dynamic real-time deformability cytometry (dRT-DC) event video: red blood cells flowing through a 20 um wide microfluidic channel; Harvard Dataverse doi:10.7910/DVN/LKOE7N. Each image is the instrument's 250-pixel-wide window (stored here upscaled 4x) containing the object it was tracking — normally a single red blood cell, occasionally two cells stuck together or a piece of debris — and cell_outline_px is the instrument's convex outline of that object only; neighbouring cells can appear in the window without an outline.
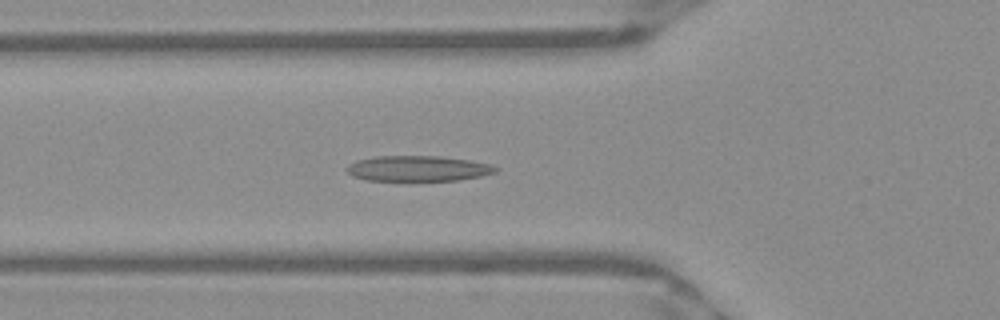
{"species": "Egyptian fruit bat (a non-hibernating species)", "species_latin": "Rousettus aegyptiacus", "temperature_condition": "warm", "stored_images_in_passage": 35, "camera_frame_rate_fps": 3000, "um_per_image_px": 0.085, "frame": {"image": 1, "passage_image": 2, "time_ms": 0.333, "image_size_px": [1000, 320], "cell_outline_px": [[500, 168], [496, 172], [480, 176], [460, 180], [368, 180], [352, 176], [348, 172], [348, 164], [356, 160], [376, 156], [440, 156], [472, 160], [492, 164]], "centroid_in_image_um": [35.58, 14.31], "position_along_channel_um": 90.2, "area_um2": 22.14}}
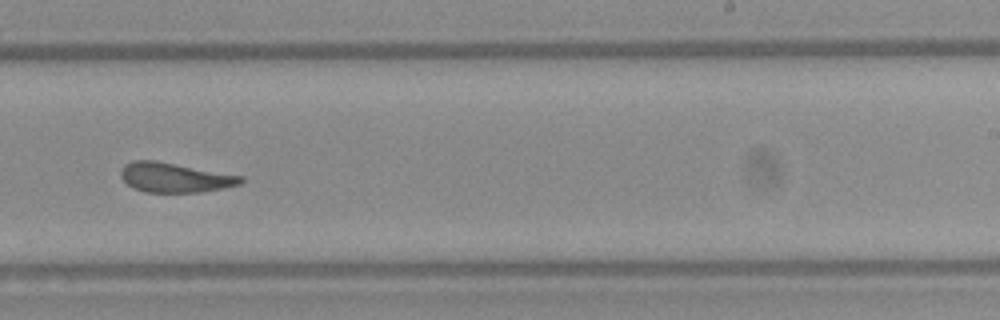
{"frame": {"image": 2, "passage_image": 16, "time_ms": 5.0, "image_size_px": [1000, 320], "cell_outline_px": [[244, 180], [240, 184], [224, 188], [200, 192], [144, 192], [132, 188], [120, 176], [120, 168], [124, 164], [132, 160], [156, 160], [244, 176]], "centroid_in_image_um": [14.84, 15.08], "position_along_channel_um": 274.2, "area_um2": 20.92}}
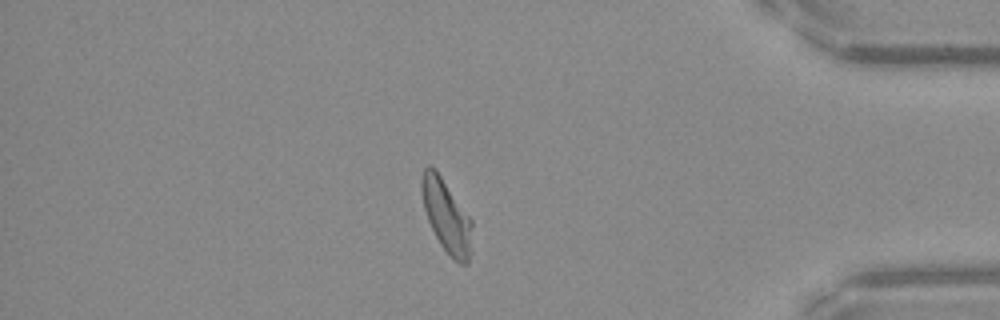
{"frame": {"image": 3, "passage_image": 28, "time_ms": 9.0, "image_size_px": [1000, 320], "cell_outline_px": [[472, 228], [468, 264], [460, 264], [440, 244], [428, 220], [424, 208], [420, 188], [420, 180], [424, 168], [428, 164], [432, 164], [436, 168], [472, 220]], "centroid_in_image_um": [37.92, 18.27], "position_along_channel_um": 397.3, "area_um2": 21.27}}